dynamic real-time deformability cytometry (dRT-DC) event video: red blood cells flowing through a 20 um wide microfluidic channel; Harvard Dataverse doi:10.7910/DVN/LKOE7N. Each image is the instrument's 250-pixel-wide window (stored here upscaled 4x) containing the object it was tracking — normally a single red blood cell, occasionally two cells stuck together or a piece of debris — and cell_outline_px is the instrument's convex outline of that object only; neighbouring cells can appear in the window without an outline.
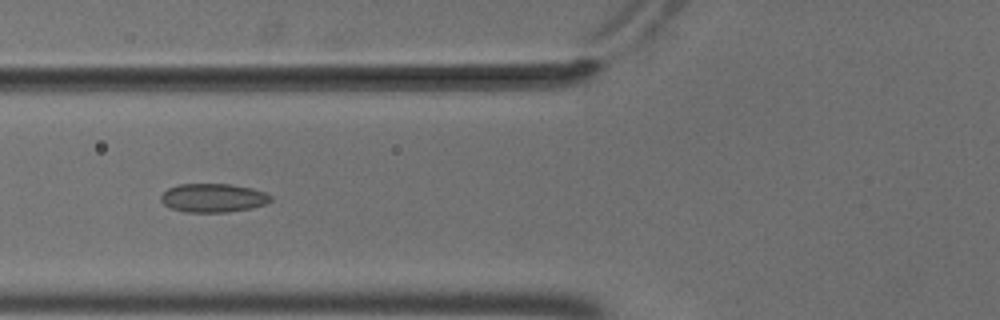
{"species": "common noctule bat (a hibernating species)", "species_latin": "Nyctalus noctula", "temperature_condition": "cold", "stored_images_in_passage": 6, "camera_frame_rate_fps": 3000, "um_per_image_px": 0.085, "animal": {"sex": "male", "body_mass_g": 18.8}, "frame": {"image": 1, "passage_image": 5, "time_ms": 1.333, "image_size_px": [1000, 320], "cell_outline_px": [[272, 200], [264, 204], [252, 208], [228, 212], [184, 212], [172, 208], [164, 204], [160, 200], [160, 196], [168, 188], [180, 184], [232, 184], [252, 188], [264, 192], [272, 196]], "centroid_in_image_um": [18.12, 16.82], "position_along_channel_um": 107.7, "area_um2": 18.38}}
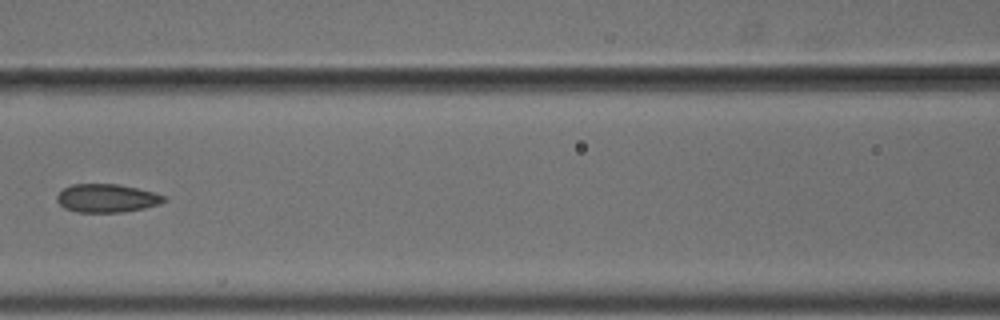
{"frame": {"image": 2, "passage_image": 6, "time_ms": 1.667, "image_size_px": [1000, 320], "cell_outline_px": [[164, 200], [160, 204], [144, 208], [124, 212], [76, 212], [64, 208], [56, 200], [56, 196], [64, 188], [72, 184], [116, 184], [136, 188], [152, 192], [164, 196]], "centroid_in_image_um": [9.03, 16.85], "position_along_channel_um": 157.6, "area_um2": 17.51}}